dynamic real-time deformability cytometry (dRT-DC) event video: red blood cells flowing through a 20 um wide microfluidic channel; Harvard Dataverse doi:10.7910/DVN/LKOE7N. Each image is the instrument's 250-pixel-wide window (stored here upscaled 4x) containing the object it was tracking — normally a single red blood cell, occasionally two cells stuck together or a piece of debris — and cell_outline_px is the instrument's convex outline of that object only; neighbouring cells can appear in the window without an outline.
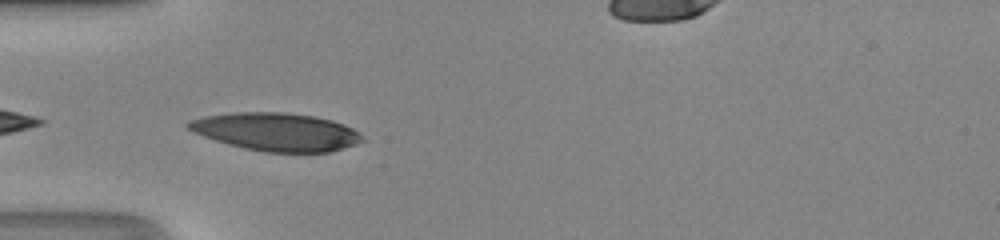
{"species": "human", "species_latin": "Homo sapiens", "temperature_condition": "room temperature", "stored_images_in_passage": 15, "camera_frame_rate_fps": 3000, "um_per_image_px": 0.085, "donor": {"sex": "male"}, "frame": {"image": 1, "passage_image": 1, "time_ms": 0.0, "image_size_px": [1000, 240], "cell_outline_px": [[368, 140], [356, 144], [328, 152], [264, 152], [244, 148], [228, 144], [204, 136], [188, 128], [184, 124], [188, 120], [204, 116], [232, 112], [284, 112], [316, 116], [332, 120], [344, 124], [360, 132]], "centroid_in_image_um": [23.52, 11.2], "position_along_channel_um": 61.5, "area_um2": 38.73}}
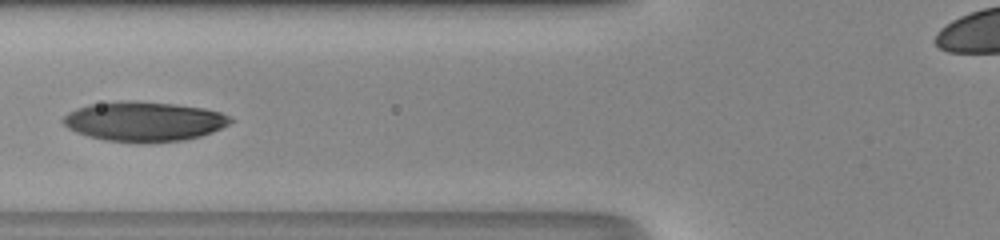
{"frame": {"image": 2, "passage_image": 5, "time_ms": 1.333, "image_size_px": [1000, 240], "cell_outline_px": [[236, 120], [212, 132], [200, 136], [184, 140], [148, 144], [136, 144], [104, 140], [88, 136], [76, 132], [68, 128], [60, 120], [68, 112], [76, 108], [88, 104], [120, 100], [136, 100], [176, 104], [204, 108], [220, 112]], "centroid_in_image_um": [12.21, 10.33], "position_along_channel_um": 113.6, "area_um2": 39.48}}